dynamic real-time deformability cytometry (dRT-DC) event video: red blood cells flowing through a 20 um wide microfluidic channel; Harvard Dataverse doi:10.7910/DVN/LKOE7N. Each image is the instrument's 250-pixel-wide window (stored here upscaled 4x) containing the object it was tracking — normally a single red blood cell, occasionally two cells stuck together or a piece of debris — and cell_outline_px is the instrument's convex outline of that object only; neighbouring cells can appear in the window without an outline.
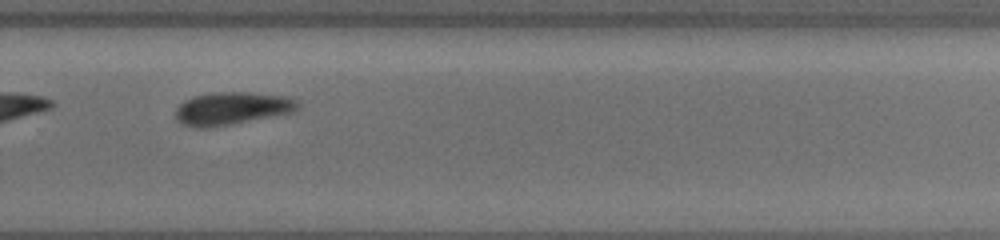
{"species": "common noctule bat (a hibernating species)", "species_latin": "Nyctalus noctula", "temperature_condition": "cold", "stored_images_in_passage": 31, "camera_frame_rate_fps": 3000, "um_per_image_px": 0.085, "animal": {"sex": "female", "body_mass_g": 19.5, "forearm_length_mm": 54.1}, "frame": {"image": 1, "passage_image": 20, "time_ms": 6.333, "image_size_px": [1000, 240], "cell_outline_px": [[300, 108], [296, 112], [228, 124], [196, 128], [184, 124], [176, 120], [176, 108], [184, 100], [196, 96], [212, 92], [248, 92], [292, 96], [300, 104]], "centroid_in_image_um": [19.79, 9.19], "position_along_channel_um": 310.0, "area_um2": 23.29}, "authors_computed_cell_mechanics": {"area_um2": 23.2356, "velocity_mm_per_s": 3.8042, "shape_relaxation_time_tau1_ms": 1.902, "shape_relaxation_time_tau2_ms": null, "deformation_change_tau1": 0.0547, "deformation_change_tau2": null}}